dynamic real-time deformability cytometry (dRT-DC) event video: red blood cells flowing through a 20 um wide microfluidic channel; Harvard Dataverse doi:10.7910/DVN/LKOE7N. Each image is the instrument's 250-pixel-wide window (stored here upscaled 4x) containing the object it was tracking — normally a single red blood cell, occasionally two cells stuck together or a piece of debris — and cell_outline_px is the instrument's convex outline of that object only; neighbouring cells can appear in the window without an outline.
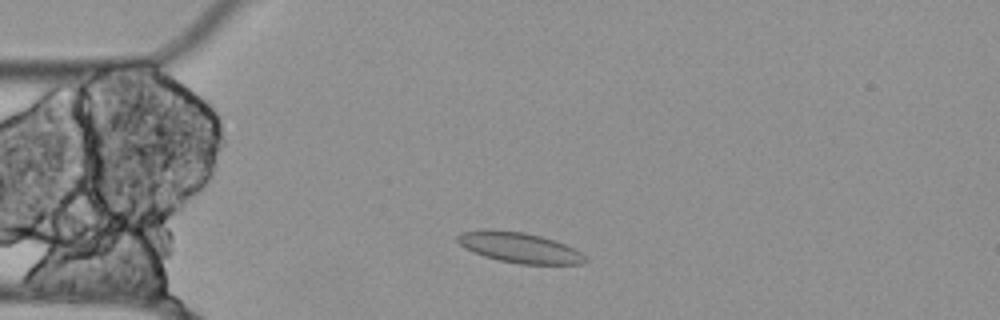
{"species": "Egyptian fruit bat (a non-hibernating species)", "species_latin": "Rousettus aegyptiacus", "temperature_condition": "cold", "stored_images_in_passage": 50, "camera_frame_rate_fps": 3000, "um_per_image_px": 0.085, "animal": {"sex": "female"}, "frame": {"image": 1, "passage_image": 7, "time_ms": 2.0, "image_size_px": [1000, 320], "cell_outline_px": [[588, 260], [584, 264], [520, 264], [500, 260], [484, 256], [472, 252], [464, 248], [456, 240], [456, 236], [460, 232], [484, 228], [488, 228], [524, 232], [540, 236], [564, 244], [580, 252]], "centroid_in_image_um": [44.08, 21.03], "position_along_channel_um": 40.9, "area_um2": 22.72}}
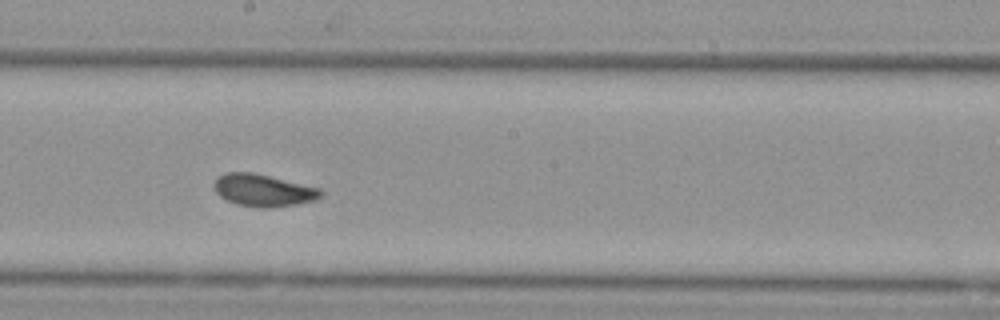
{"frame": {"image": 2, "passage_image": 24, "time_ms": 7.667, "image_size_px": [1000, 320], "cell_outline_px": [[324, 196], [316, 200], [296, 204], [268, 208], [260, 208], [236, 204], [220, 196], [216, 192], [216, 180], [220, 176], [228, 172], [252, 172], [320, 188], [324, 192]], "centroid_in_image_um": [22.44, 16.19], "position_along_channel_um": 225.8, "area_um2": 19.83}}
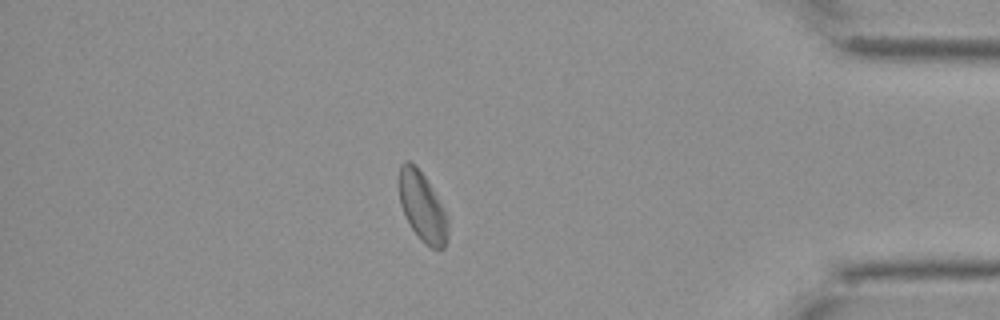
{"frame": {"image": 3, "passage_image": 42, "time_ms": 13.667, "image_size_px": [1000, 320], "cell_outline_px": [[448, 240], [444, 248], [432, 248], [424, 244], [420, 240], [412, 228], [400, 204], [400, 164], [404, 160], [408, 160], [416, 164], [424, 176], [436, 196], [448, 220]], "centroid_in_image_um": [35.9, 17.59], "position_along_channel_um": 399.3, "area_um2": 19.36}, "authors_computed_cell_mechanics": {"area_um2": 20.3456, "velocity_mm_per_s": 3.4926, "shape_relaxation_time_tau1_ms": 0.0845, "shape_relaxation_time_tau2_ms": null, "deformation_change_tau1": null, "deformation_change_tau2": null}}